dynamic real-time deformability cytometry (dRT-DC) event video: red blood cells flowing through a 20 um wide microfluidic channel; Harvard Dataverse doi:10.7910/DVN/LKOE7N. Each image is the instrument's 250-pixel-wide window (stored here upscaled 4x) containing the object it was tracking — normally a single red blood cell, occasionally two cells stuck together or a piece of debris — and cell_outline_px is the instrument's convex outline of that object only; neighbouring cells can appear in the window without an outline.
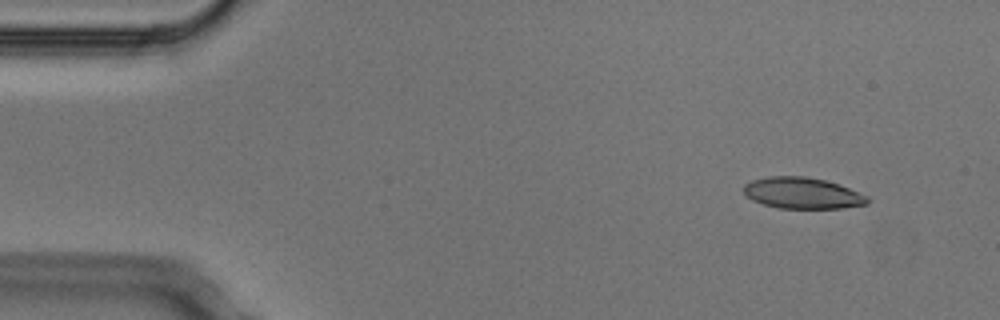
{"species": "Egyptian fruit bat (a non-hibernating species)", "species_latin": "Rousettus aegyptiacus", "temperature_condition": "cold", "stored_images_in_passage": 6, "camera_frame_rate_fps": 3000, "um_per_image_px": 0.085, "animal": {"sex": "male"}, "frame": {"image": 1, "passage_image": 1, "time_ms": 0.0, "image_size_px": [1000, 320], "cell_outline_px": [[872, 200], [868, 204], [844, 208], [776, 208], [752, 200], [744, 196], [744, 184], [752, 180], [768, 176], [804, 176], [824, 180], [840, 184], [868, 196]], "centroid_in_image_um": [68.22, 16.42], "position_along_channel_um": 16.8, "area_um2": 22.77}}
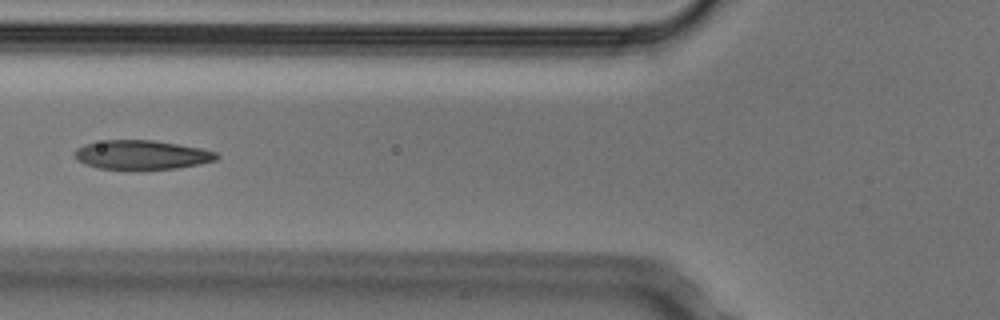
{"frame": {"image": 2, "passage_image": 5, "time_ms": 1.333, "image_size_px": [1000, 320], "cell_outline_px": [[220, 156], [216, 160], [200, 164], [176, 168], [100, 168], [76, 160], [72, 152], [76, 148], [84, 144], [104, 140], [152, 140], [200, 148], [216, 152]], "centroid_in_image_um": [12.03, 13.14], "position_along_channel_um": 113.8, "area_um2": 23.7}}
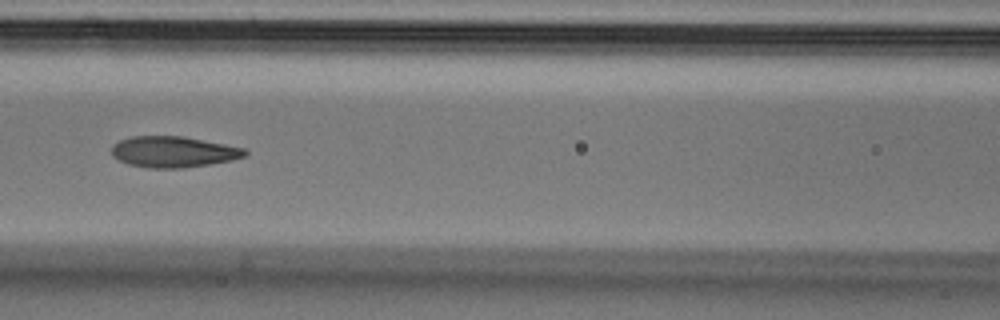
{"frame": {"image": 3, "passage_image": 6, "time_ms": 1.667, "image_size_px": [1000, 320], "cell_outline_px": [[248, 152], [244, 156], [232, 160], [184, 168], [148, 168], [128, 164], [112, 156], [112, 144], [120, 140], [132, 136], [184, 136], [244, 148]], "centroid_in_image_um": [14.71, 12.9], "position_along_channel_um": 151.9, "area_um2": 24.04}}